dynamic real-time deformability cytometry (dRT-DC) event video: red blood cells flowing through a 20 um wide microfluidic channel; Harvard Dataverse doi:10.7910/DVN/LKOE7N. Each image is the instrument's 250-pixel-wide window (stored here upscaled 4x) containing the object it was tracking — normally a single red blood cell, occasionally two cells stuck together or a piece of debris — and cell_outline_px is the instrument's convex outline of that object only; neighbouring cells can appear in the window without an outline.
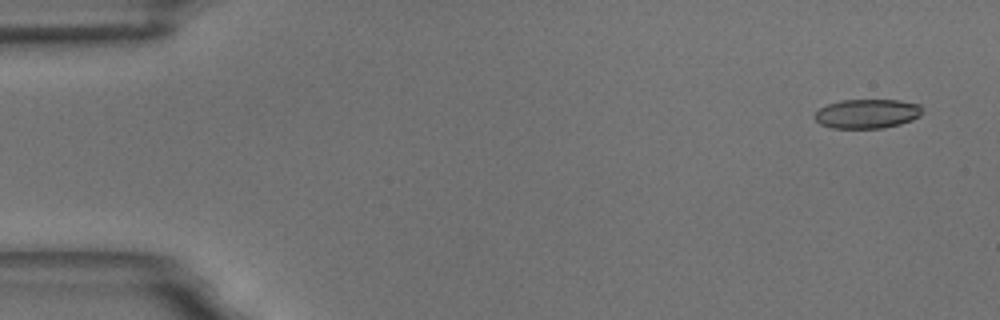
{"species": "common noctule bat (a hibernating species)", "species_latin": "Nyctalus noctula", "temperature_condition": "room temperature", "stored_images_in_passage": 5, "camera_frame_rate_fps": 3000, "um_per_image_px": 0.085, "animal": {"sex": "male", "body_mass_g": 18.8}, "frame": {"image": 1, "passage_image": 1, "time_ms": 0.0, "image_size_px": [1000, 320], "cell_outline_px": [[920, 116], [912, 120], [900, 124], [884, 128], [832, 128], [820, 124], [816, 120], [816, 112], [820, 108], [828, 104], [840, 100], [900, 100], [920, 104]], "centroid_in_image_um": [73.71, 9.66], "position_along_channel_um": 11.3, "area_um2": 18.26}}
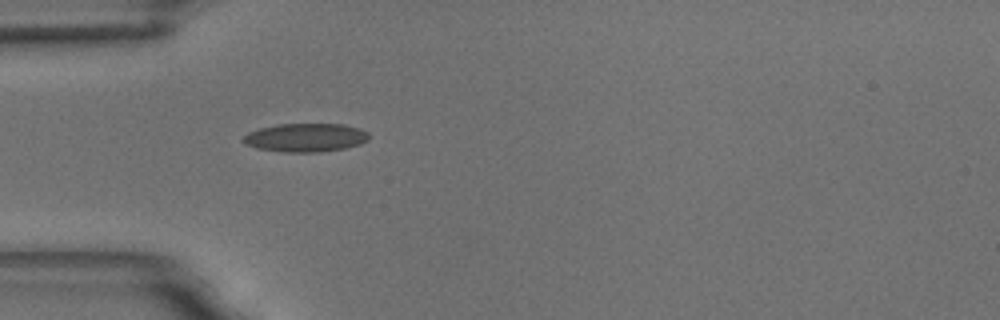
{"frame": {"image": 2, "passage_image": 5, "time_ms": 4.667, "image_size_px": [1000, 320], "cell_outline_px": [[368, 140], [360, 144], [344, 148], [320, 152], [284, 152], [256, 148], [244, 144], [240, 140], [248, 132], [260, 128], [280, 124], [344, 124], [360, 128], [368, 132]], "centroid_in_image_um": [25.96, 11.69], "position_along_channel_um": 59.0, "area_um2": 20.98}}